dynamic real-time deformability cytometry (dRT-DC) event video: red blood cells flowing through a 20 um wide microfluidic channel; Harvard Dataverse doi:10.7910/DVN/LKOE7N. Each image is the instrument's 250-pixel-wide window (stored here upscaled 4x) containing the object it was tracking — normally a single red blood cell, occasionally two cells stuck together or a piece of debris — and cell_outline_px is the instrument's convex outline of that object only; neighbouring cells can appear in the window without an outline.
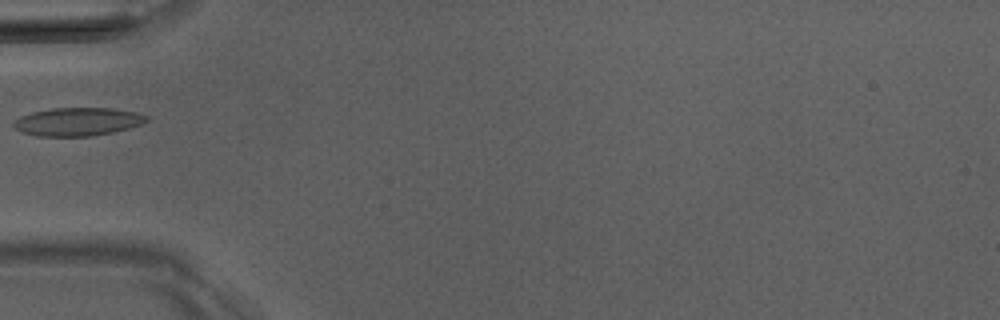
{"species": "Egyptian fruit bat (a non-hibernating species)", "species_latin": "Rousettus aegyptiacus", "temperature_condition": "room temperature", "stored_images_in_passage": 3, "camera_frame_rate_fps": 3000, "um_per_image_px": 0.085, "animal": {"sex": "male"}, "frame": {"image": 1, "passage_image": 3, "time_ms": 2.333, "image_size_px": [1000, 320], "cell_outline_px": [[148, 120], [140, 124], [128, 128], [112, 132], [92, 136], [36, 136], [20, 132], [12, 124], [20, 116], [32, 112], [52, 108], [112, 108], [136, 112], [148, 116]], "centroid_in_image_um": [6.58, 10.34], "position_along_channel_um": 78.4, "area_um2": 21.79}}